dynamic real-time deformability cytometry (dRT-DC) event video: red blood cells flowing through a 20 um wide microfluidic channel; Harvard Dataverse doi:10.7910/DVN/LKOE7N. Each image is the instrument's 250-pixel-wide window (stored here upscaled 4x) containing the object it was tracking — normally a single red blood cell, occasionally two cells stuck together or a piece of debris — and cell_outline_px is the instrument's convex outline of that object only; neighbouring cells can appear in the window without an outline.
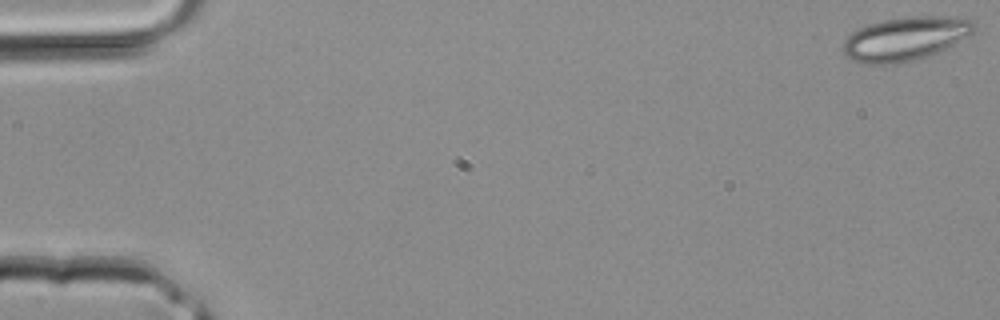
{"species": "common noctule bat (a hibernating species)", "species_latin": "Nyctalus noctula", "temperature_condition": "room temperature", "stored_images_in_passage": 7, "camera_frame_rate_fps": 3000, "um_per_image_px": 0.085, "animal": {"sex": "male", "body_mass_g": 20.4}, "frame": {"image": 1, "passage_image": 1, "time_ms": 0.0, "image_size_px": [1000, 320], "cell_outline_px": [[976, 28], [968, 36], [928, 56], [900, 64], [864, 64], [848, 56], [840, 48], [844, 40], [852, 32], [868, 24], [884, 20], [908, 16], [936, 16], [976, 20]], "centroid_in_image_um": [76.93, 3.29], "position_along_channel_um": 8.1, "area_um2": 33.18}}